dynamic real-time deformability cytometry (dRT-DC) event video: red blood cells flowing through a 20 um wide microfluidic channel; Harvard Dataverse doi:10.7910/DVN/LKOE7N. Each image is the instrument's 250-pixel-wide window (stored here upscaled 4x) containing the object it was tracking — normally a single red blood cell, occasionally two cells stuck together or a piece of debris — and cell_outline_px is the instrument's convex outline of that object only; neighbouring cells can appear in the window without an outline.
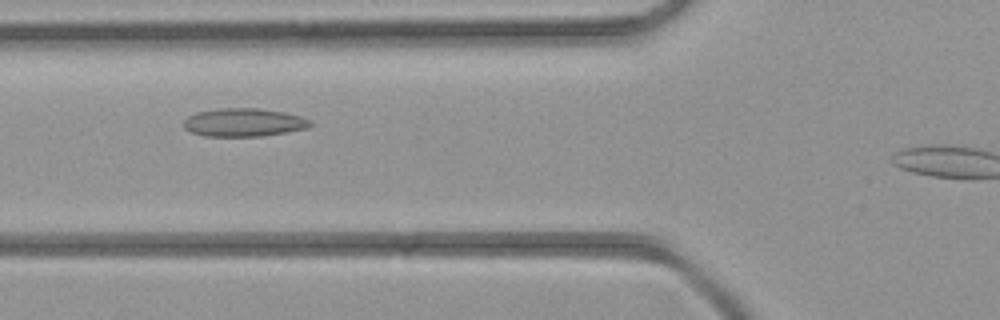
{"species": "common noctule bat (a hibernating species)", "species_latin": "Nyctalus noctula", "temperature_condition": "room temperature", "stored_images_in_passage": 4, "camera_frame_rate_fps": 3000, "um_per_image_px": 0.085, "animal": {"sex": "female", "body_mass_g": 21.9}, "frame": {"image": 1, "passage_image": 4, "time_ms": 3.333, "image_size_px": [1000, 320], "cell_outline_px": [[312, 124], [304, 128], [284, 132], [260, 136], [204, 136], [192, 132], [184, 128], [184, 120], [188, 116], [196, 112], [220, 108], [260, 108], [284, 112], [300, 116], [312, 120]], "centroid_in_image_um": [20.69, 10.39], "position_along_channel_um": 105.1, "area_um2": 20.69}}